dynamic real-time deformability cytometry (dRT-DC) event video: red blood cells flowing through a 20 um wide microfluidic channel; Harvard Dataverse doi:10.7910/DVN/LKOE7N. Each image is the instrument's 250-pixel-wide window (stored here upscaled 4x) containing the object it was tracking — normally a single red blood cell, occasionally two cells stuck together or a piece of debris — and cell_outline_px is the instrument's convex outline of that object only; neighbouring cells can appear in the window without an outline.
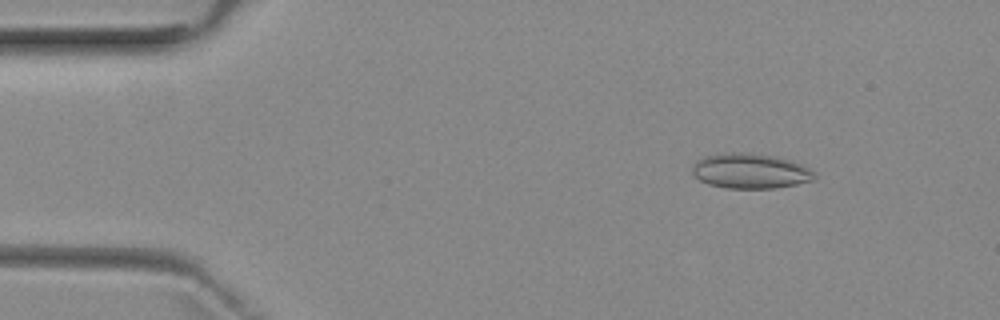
{"species": "common noctule bat (a hibernating species)", "species_latin": "Nyctalus noctula", "temperature_condition": "room temperature", "stored_images_in_passage": 4, "camera_frame_rate_fps": 3000, "um_per_image_px": 0.085, "animal": {"sex": "female", "body_mass_g": 29.2, "forearm_length_mm": 56.3}, "frame": {"image": 1, "passage_image": 2, "time_ms": 1.333, "image_size_px": [1000, 320], "cell_outline_px": [[816, 176], [812, 180], [796, 184], [776, 188], [728, 188], [708, 184], [700, 180], [692, 172], [692, 168], [696, 160], [704, 156], [768, 156], [788, 160], [800, 164], [812, 172]], "centroid_in_image_um": [63.77, 14.61], "position_along_channel_um": 21.2, "area_um2": 23.35}}